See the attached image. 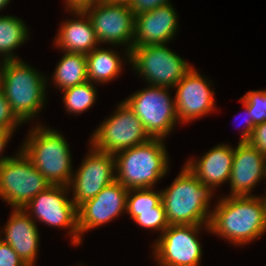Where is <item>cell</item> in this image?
<instances>
[{
	"mask_svg": "<svg viewBox=\"0 0 266 266\" xmlns=\"http://www.w3.org/2000/svg\"><path fill=\"white\" fill-rule=\"evenodd\" d=\"M262 178H266V157L248 142H239L228 181L230 196H251Z\"/></svg>",
	"mask_w": 266,
	"mask_h": 266,
	"instance_id": "cell-16",
	"label": "cell"
},
{
	"mask_svg": "<svg viewBox=\"0 0 266 266\" xmlns=\"http://www.w3.org/2000/svg\"><path fill=\"white\" fill-rule=\"evenodd\" d=\"M22 122L12 112L3 91L0 88V130L14 131Z\"/></svg>",
	"mask_w": 266,
	"mask_h": 266,
	"instance_id": "cell-28",
	"label": "cell"
},
{
	"mask_svg": "<svg viewBox=\"0 0 266 266\" xmlns=\"http://www.w3.org/2000/svg\"><path fill=\"white\" fill-rule=\"evenodd\" d=\"M13 132L15 131H6V130H0V166L6 162L10 156H2V152L4 150V148L6 147L9 139L12 137Z\"/></svg>",
	"mask_w": 266,
	"mask_h": 266,
	"instance_id": "cell-33",
	"label": "cell"
},
{
	"mask_svg": "<svg viewBox=\"0 0 266 266\" xmlns=\"http://www.w3.org/2000/svg\"><path fill=\"white\" fill-rule=\"evenodd\" d=\"M134 221L143 228L161 231V234L169 226L162 201L154 207V210L137 211Z\"/></svg>",
	"mask_w": 266,
	"mask_h": 266,
	"instance_id": "cell-27",
	"label": "cell"
},
{
	"mask_svg": "<svg viewBox=\"0 0 266 266\" xmlns=\"http://www.w3.org/2000/svg\"><path fill=\"white\" fill-rule=\"evenodd\" d=\"M91 81L63 90V101L66 111L74 114H81L87 111L96 102V88Z\"/></svg>",
	"mask_w": 266,
	"mask_h": 266,
	"instance_id": "cell-24",
	"label": "cell"
},
{
	"mask_svg": "<svg viewBox=\"0 0 266 266\" xmlns=\"http://www.w3.org/2000/svg\"><path fill=\"white\" fill-rule=\"evenodd\" d=\"M10 0H0V10L9 4Z\"/></svg>",
	"mask_w": 266,
	"mask_h": 266,
	"instance_id": "cell-36",
	"label": "cell"
},
{
	"mask_svg": "<svg viewBox=\"0 0 266 266\" xmlns=\"http://www.w3.org/2000/svg\"><path fill=\"white\" fill-rule=\"evenodd\" d=\"M128 189L114 181L77 208L78 231L82 234L115 219L126 211Z\"/></svg>",
	"mask_w": 266,
	"mask_h": 266,
	"instance_id": "cell-14",
	"label": "cell"
},
{
	"mask_svg": "<svg viewBox=\"0 0 266 266\" xmlns=\"http://www.w3.org/2000/svg\"><path fill=\"white\" fill-rule=\"evenodd\" d=\"M87 78L92 83H108L120 75L122 58L109 49L95 48L86 54Z\"/></svg>",
	"mask_w": 266,
	"mask_h": 266,
	"instance_id": "cell-21",
	"label": "cell"
},
{
	"mask_svg": "<svg viewBox=\"0 0 266 266\" xmlns=\"http://www.w3.org/2000/svg\"><path fill=\"white\" fill-rule=\"evenodd\" d=\"M51 184L19 150L0 166V197L11 208H23Z\"/></svg>",
	"mask_w": 266,
	"mask_h": 266,
	"instance_id": "cell-9",
	"label": "cell"
},
{
	"mask_svg": "<svg viewBox=\"0 0 266 266\" xmlns=\"http://www.w3.org/2000/svg\"><path fill=\"white\" fill-rule=\"evenodd\" d=\"M234 153L232 146L217 144L200 159L188 160L185 166L203 185L214 191L220 184L229 181Z\"/></svg>",
	"mask_w": 266,
	"mask_h": 266,
	"instance_id": "cell-19",
	"label": "cell"
},
{
	"mask_svg": "<svg viewBox=\"0 0 266 266\" xmlns=\"http://www.w3.org/2000/svg\"><path fill=\"white\" fill-rule=\"evenodd\" d=\"M20 59L1 62L0 88L22 122L38 116L46 100V78Z\"/></svg>",
	"mask_w": 266,
	"mask_h": 266,
	"instance_id": "cell-3",
	"label": "cell"
},
{
	"mask_svg": "<svg viewBox=\"0 0 266 266\" xmlns=\"http://www.w3.org/2000/svg\"><path fill=\"white\" fill-rule=\"evenodd\" d=\"M129 62L149 85L174 88L192 66L166 44L133 47Z\"/></svg>",
	"mask_w": 266,
	"mask_h": 266,
	"instance_id": "cell-6",
	"label": "cell"
},
{
	"mask_svg": "<svg viewBox=\"0 0 266 266\" xmlns=\"http://www.w3.org/2000/svg\"><path fill=\"white\" fill-rule=\"evenodd\" d=\"M21 150L51 185L69 186L74 174L72 156L68 142L58 131L37 124Z\"/></svg>",
	"mask_w": 266,
	"mask_h": 266,
	"instance_id": "cell-5",
	"label": "cell"
},
{
	"mask_svg": "<svg viewBox=\"0 0 266 266\" xmlns=\"http://www.w3.org/2000/svg\"><path fill=\"white\" fill-rule=\"evenodd\" d=\"M52 78L62 91L88 81L86 54L65 52Z\"/></svg>",
	"mask_w": 266,
	"mask_h": 266,
	"instance_id": "cell-22",
	"label": "cell"
},
{
	"mask_svg": "<svg viewBox=\"0 0 266 266\" xmlns=\"http://www.w3.org/2000/svg\"><path fill=\"white\" fill-rule=\"evenodd\" d=\"M66 8L70 10H83L85 7L94 4V0H65Z\"/></svg>",
	"mask_w": 266,
	"mask_h": 266,
	"instance_id": "cell-34",
	"label": "cell"
},
{
	"mask_svg": "<svg viewBox=\"0 0 266 266\" xmlns=\"http://www.w3.org/2000/svg\"><path fill=\"white\" fill-rule=\"evenodd\" d=\"M134 0H112L111 2L131 5Z\"/></svg>",
	"mask_w": 266,
	"mask_h": 266,
	"instance_id": "cell-35",
	"label": "cell"
},
{
	"mask_svg": "<svg viewBox=\"0 0 266 266\" xmlns=\"http://www.w3.org/2000/svg\"><path fill=\"white\" fill-rule=\"evenodd\" d=\"M207 81L195 68H191L175 85L176 113L180 123L199 119L213 112L215 108L214 91Z\"/></svg>",
	"mask_w": 266,
	"mask_h": 266,
	"instance_id": "cell-15",
	"label": "cell"
},
{
	"mask_svg": "<svg viewBox=\"0 0 266 266\" xmlns=\"http://www.w3.org/2000/svg\"><path fill=\"white\" fill-rule=\"evenodd\" d=\"M169 0H134L131 3V10L135 15L154 10L157 7L170 4Z\"/></svg>",
	"mask_w": 266,
	"mask_h": 266,
	"instance_id": "cell-31",
	"label": "cell"
},
{
	"mask_svg": "<svg viewBox=\"0 0 266 266\" xmlns=\"http://www.w3.org/2000/svg\"><path fill=\"white\" fill-rule=\"evenodd\" d=\"M3 228L2 240L8 243L27 266H35L40 242L35 220L23 208H14Z\"/></svg>",
	"mask_w": 266,
	"mask_h": 266,
	"instance_id": "cell-18",
	"label": "cell"
},
{
	"mask_svg": "<svg viewBox=\"0 0 266 266\" xmlns=\"http://www.w3.org/2000/svg\"><path fill=\"white\" fill-rule=\"evenodd\" d=\"M248 143L266 157V122L254 127Z\"/></svg>",
	"mask_w": 266,
	"mask_h": 266,
	"instance_id": "cell-30",
	"label": "cell"
},
{
	"mask_svg": "<svg viewBox=\"0 0 266 266\" xmlns=\"http://www.w3.org/2000/svg\"><path fill=\"white\" fill-rule=\"evenodd\" d=\"M210 231L232 244L254 241L266 232L264 204L259 196H226L212 210Z\"/></svg>",
	"mask_w": 266,
	"mask_h": 266,
	"instance_id": "cell-1",
	"label": "cell"
},
{
	"mask_svg": "<svg viewBox=\"0 0 266 266\" xmlns=\"http://www.w3.org/2000/svg\"><path fill=\"white\" fill-rule=\"evenodd\" d=\"M71 12L78 18L61 24L55 46L63 52L88 54L99 46L92 23L83 10H70Z\"/></svg>",
	"mask_w": 266,
	"mask_h": 266,
	"instance_id": "cell-20",
	"label": "cell"
},
{
	"mask_svg": "<svg viewBox=\"0 0 266 266\" xmlns=\"http://www.w3.org/2000/svg\"><path fill=\"white\" fill-rule=\"evenodd\" d=\"M262 201H263V204H264V211H265V219H266V195L265 197H261Z\"/></svg>",
	"mask_w": 266,
	"mask_h": 266,
	"instance_id": "cell-37",
	"label": "cell"
},
{
	"mask_svg": "<svg viewBox=\"0 0 266 266\" xmlns=\"http://www.w3.org/2000/svg\"><path fill=\"white\" fill-rule=\"evenodd\" d=\"M0 266H27L8 243L0 241Z\"/></svg>",
	"mask_w": 266,
	"mask_h": 266,
	"instance_id": "cell-29",
	"label": "cell"
},
{
	"mask_svg": "<svg viewBox=\"0 0 266 266\" xmlns=\"http://www.w3.org/2000/svg\"><path fill=\"white\" fill-rule=\"evenodd\" d=\"M202 226L210 231L209 225H169L153 246L159 266H200L202 248L197 236Z\"/></svg>",
	"mask_w": 266,
	"mask_h": 266,
	"instance_id": "cell-12",
	"label": "cell"
},
{
	"mask_svg": "<svg viewBox=\"0 0 266 266\" xmlns=\"http://www.w3.org/2000/svg\"><path fill=\"white\" fill-rule=\"evenodd\" d=\"M240 101L248 107L255 126L266 122V89L250 90L240 98Z\"/></svg>",
	"mask_w": 266,
	"mask_h": 266,
	"instance_id": "cell-26",
	"label": "cell"
},
{
	"mask_svg": "<svg viewBox=\"0 0 266 266\" xmlns=\"http://www.w3.org/2000/svg\"><path fill=\"white\" fill-rule=\"evenodd\" d=\"M115 157L91 147L80 167L72 175L69 188L73 191L71 199L78 208L85 201L94 198L102 189L116 180Z\"/></svg>",
	"mask_w": 266,
	"mask_h": 266,
	"instance_id": "cell-13",
	"label": "cell"
},
{
	"mask_svg": "<svg viewBox=\"0 0 266 266\" xmlns=\"http://www.w3.org/2000/svg\"><path fill=\"white\" fill-rule=\"evenodd\" d=\"M28 36V27L20 18L11 15L0 16V57H3L2 62L19 59L13 55V50L24 44Z\"/></svg>",
	"mask_w": 266,
	"mask_h": 266,
	"instance_id": "cell-23",
	"label": "cell"
},
{
	"mask_svg": "<svg viewBox=\"0 0 266 266\" xmlns=\"http://www.w3.org/2000/svg\"><path fill=\"white\" fill-rule=\"evenodd\" d=\"M243 107L245 108L246 115H248L249 117L246 118L245 129L243 130L241 134V138L239 142H248L255 125L253 124L251 120V115L249 113L248 107L244 103H243Z\"/></svg>",
	"mask_w": 266,
	"mask_h": 266,
	"instance_id": "cell-32",
	"label": "cell"
},
{
	"mask_svg": "<svg viewBox=\"0 0 266 266\" xmlns=\"http://www.w3.org/2000/svg\"><path fill=\"white\" fill-rule=\"evenodd\" d=\"M106 1H112V0H94V4H95L96 2H106Z\"/></svg>",
	"mask_w": 266,
	"mask_h": 266,
	"instance_id": "cell-38",
	"label": "cell"
},
{
	"mask_svg": "<svg viewBox=\"0 0 266 266\" xmlns=\"http://www.w3.org/2000/svg\"><path fill=\"white\" fill-rule=\"evenodd\" d=\"M173 5L167 4L134 17V45L167 44L176 35L178 19Z\"/></svg>",
	"mask_w": 266,
	"mask_h": 266,
	"instance_id": "cell-17",
	"label": "cell"
},
{
	"mask_svg": "<svg viewBox=\"0 0 266 266\" xmlns=\"http://www.w3.org/2000/svg\"><path fill=\"white\" fill-rule=\"evenodd\" d=\"M150 139L140 119L125 101H121L114 114L97 127L89 143L98 151L115 155Z\"/></svg>",
	"mask_w": 266,
	"mask_h": 266,
	"instance_id": "cell-8",
	"label": "cell"
},
{
	"mask_svg": "<svg viewBox=\"0 0 266 266\" xmlns=\"http://www.w3.org/2000/svg\"><path fill=\"white\" fill-rule=\"evenodd\" d=\"M162 138L127 148L114 155L116 181L125 188H153L168 171V155Z\"/></svg>",
	"mask_w": 266,
	"mask_h": 266,
	"instance_id": "cell-4",
	"label": "cell"
},
{
	"mask_svg": "<svg viewBox=\"0 0 266 266\" xmlns=\"http://www.w3.org/2000/svg\"><path fill=\"white\" fill-rule=\"evenodd\" d=\"M213 190L203 185L184 165L171 185L161 191L169 225H209Z\"/></svg>",
	"mask_w": 266,
	"mask_h": 266,
	"instance_id": "cell-2",
	"label": "cell"
},
{
	"mask_svg": "<svg viewBox=\"0 0 266 266\" xmlns=\"http://www.w3.org/2000/svg\"><path fill=\"white\" fill-rule=\"evenodd\" d=\"M101 44L125 45L126 57L134 45V14L131 6L111 1L96 2L83 9Z\"/></svg>",
	"mask_w": 266,
	"mask_h": 266,
	"instance_id": "cell-10",
	"label": "cell"
},
{
	"mask_svg": "<svg viewBox=\"0 0 266 266\" xmlns=\"http://www.w3.org/2000/svg\"><path fill=\"white\" fill-rule=\"evenodd\" d=\"M69 190V186L51 185L30 200L23 209L31 212L28 215L33 220L37 218L51 227L68 228L72 244L78 246L82 242L78 231V213L77 207L66 195Z\"/></svg>",
	"mask_w": 266,
	"mask_h": 266,
	"instance_id": "cell-11",
	"label": "cell"
},
{
	"mask_svg": "<svg viewBox=\"0 0 266 266\" xmlns=\"http://www.w3.org/2000/svg\"><path fill=\"white\" fill-rule=\"evenodd\" d=\"M161 202V191L153 188L130 189L127 193L126 211L132 220L137 217V211L154 210Z\"/></svg>",
	"mask_w": 266,
	"mask_h": 266,
	"instance_id": "cell-25",
	"label": "cell"
},
{
	"mask_svg": "<svg viewBox=\"0 0 266 266\" xmlns=\"http://www.w3.org/2000/svg\"><path fill=\"white\" fill-rule=\"evenodd\" d=\"M168 89L150 85L124 100L151 138L164 139L179 122L175 99L170 96Z\"/></svg>",
	"mask_w": 266,
	"mask_h": 266,
	"instance_id": "cell-7",
	"label": "cell"
}]
</instances>
